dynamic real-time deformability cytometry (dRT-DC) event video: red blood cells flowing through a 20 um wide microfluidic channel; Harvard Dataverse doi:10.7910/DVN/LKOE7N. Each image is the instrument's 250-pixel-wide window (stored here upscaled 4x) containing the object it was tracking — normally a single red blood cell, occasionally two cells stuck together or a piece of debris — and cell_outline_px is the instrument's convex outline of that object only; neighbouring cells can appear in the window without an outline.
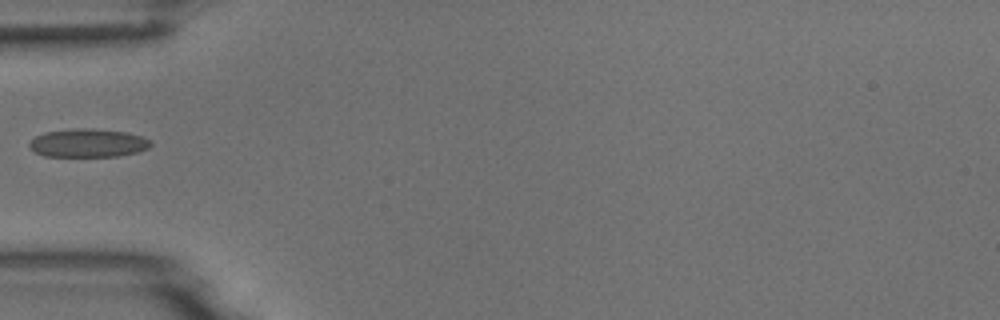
{"species": "common noctule bat (a hibernating species)", "species_latin": "Nyctalus noctula", "temperature_condition": "room temperature", "stored_images_in_passage": 4, "camera_frame_rate_fps": 3000, "um_per_image_px": 0.085, "animal": {"sex": "male", "body_mass_g": 18.8}, "frame": {"image": 1, "passage_image": 3, "time_ms": 2.333, "image_size_px": [1000, 320], "cell_outline_px": [[152, 144], [148, 148], [136, 152], [120, 156], [44, 156], [36, 152], [28, 144], [36, 136], [44, 132], [76, 128], [92, 128], [124, 132], [140, 136], [152, 140]], "centroid_in_image_um": [7.5, 12.15], "position_along_channel_um": 77.5, "area_um2": 19.94}}